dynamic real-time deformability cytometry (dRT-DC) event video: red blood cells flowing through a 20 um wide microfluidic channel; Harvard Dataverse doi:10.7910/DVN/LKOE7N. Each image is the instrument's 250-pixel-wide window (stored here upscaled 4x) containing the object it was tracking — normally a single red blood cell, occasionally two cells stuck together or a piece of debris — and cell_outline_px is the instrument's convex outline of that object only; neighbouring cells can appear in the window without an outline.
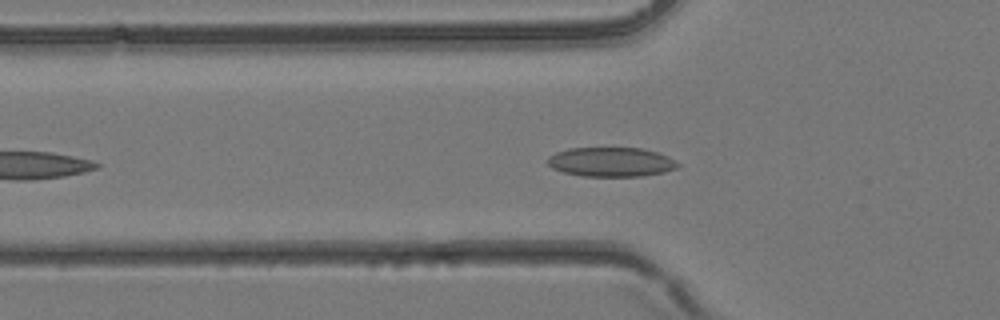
{"species": "common noctule bat (a hibernating species)", "species_latin": "Nyctalus noctula", "temperature_condition": "room temperature", "stored_images_in_passage": 27, "camera_frame_rate_fps": 3000, "um_per_image_px": 0.085, "animal": {"sex": "female", "body_mass_g": 24.6, "forearm_length_mm": 56.2}, "frame": {"image": 1, "passage_image": 6, "time_ms": 1.667, "image_size_px": [1000, 320], "cell_outline_px": [[680, 164], [676, 168], [664, 172], [640, 176], [580, 176], [564, 172], [552, 168], [548, 164], [548, 156], [556, 152], [568, 148], [640, 148], [656, 152], [668, 156], [676, 160]], "centroid_in_image_um": [51.94, 13.77], "position_along_channel_um": 73.9, "area_um2": 22.25}}
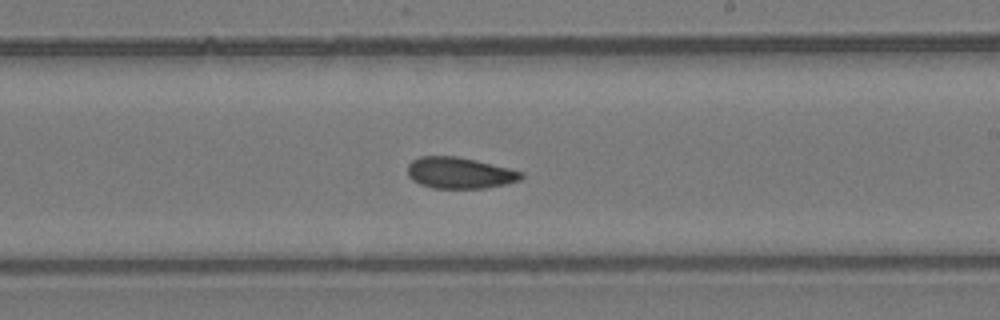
{"frame": {"image": 2, "passage_image": 16, "time_ms": 5.0, "image_size_px": [1000, 320], "cell_outline_px": [[524, 176], [520, 180], [504, 184], [484, 188], [436, 188], [420, 184], [412, 180], [408, 176], [408, 164], [412, 160], [420, 156], [456, 156], [476, 160], [524, 172]], "centroid_in_image_um": [39.06, 14.69], "position_along_channel_um": 249.9, "area_um2": 20.63}}
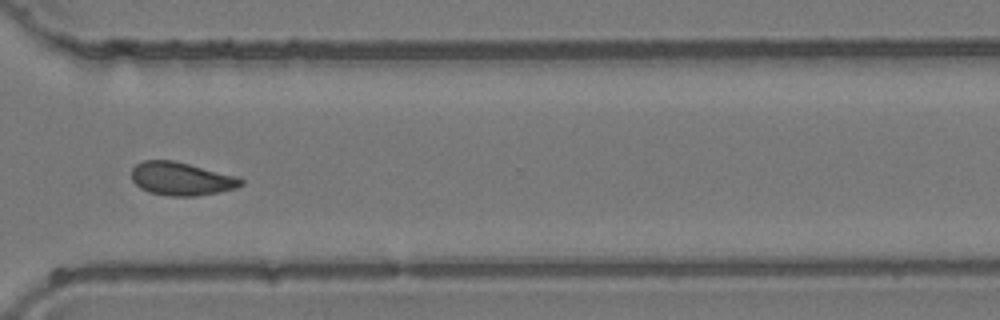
{"frame": {"image": 3, "passage_image": 22, "time_ms": 7.0, "image_size_px": [1000, 320], "cell_outline_px": [[244, 184], [236, 188], [196, 196], [168, 196], [148, 192], [140, 188], [132, 180], [132, 168], [136, 164], [144, 160], [172, 160], [240, 176], [244, 180]], "centroid_in_image_um": [15.43, 15.19], "position_along_channel_um": 355.2, "area_um2": 21.33}}